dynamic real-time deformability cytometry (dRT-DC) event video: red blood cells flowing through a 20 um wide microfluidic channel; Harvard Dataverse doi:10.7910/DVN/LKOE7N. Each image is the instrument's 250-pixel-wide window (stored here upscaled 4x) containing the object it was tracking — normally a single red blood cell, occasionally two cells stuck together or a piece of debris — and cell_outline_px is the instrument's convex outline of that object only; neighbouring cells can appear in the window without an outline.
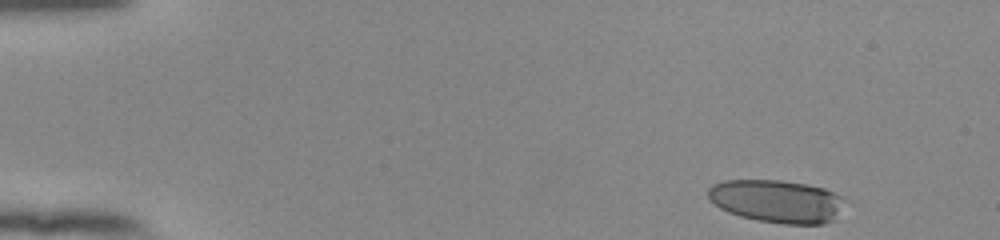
{"species": "human", "species_latin": "Homo sapiens", "temperature_condition": "room temperature", "stored_images_in_passage": 48, "camera_frame_rate_fps": 3000, "um_per_image_px": 0.085, "donor": {"sex": "female"}, "frame": {"image": 1, "passage_image": 1, "time_ms": 0.0, "image_size_px": [1000, 240], "cell_outline_px": [[840, 196], [836, 212], [832, 220], [824, 224], [784, 224], [756, 220], [740, 216], [728, 212], [720, 208], [708, 196], [708, 188], [712, 184], [724, 180], [780, 180], [808, 184], [824, 188]], "centroid_in_image_um": [65.93, 17.09], "position_along_channel_um": 19.1, "area_um2": 33.52}}
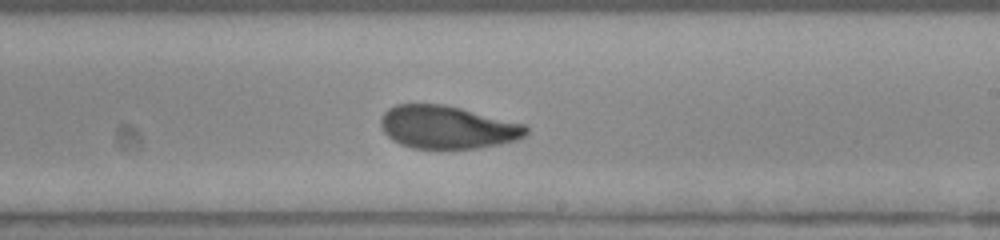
{"frame": {"image": 2, "passage_image": 28, "time_ms": 9.0, "image_size_px": [1000, 240], "cell_outline_px": [[528, 132], [524, 136], [516, 140], [500, 144], [480, 148], [412, 148], [400, 144], [392, 140], [384, 132], [380, 124], [380, 116], [388, 108], [396, 104], [444, 104], [524, 124], [528, 128]], "centroid_in_image_um": [37.99, 10.81], "position_along_channel_um": 251.0, "area_um2": 36.3}}
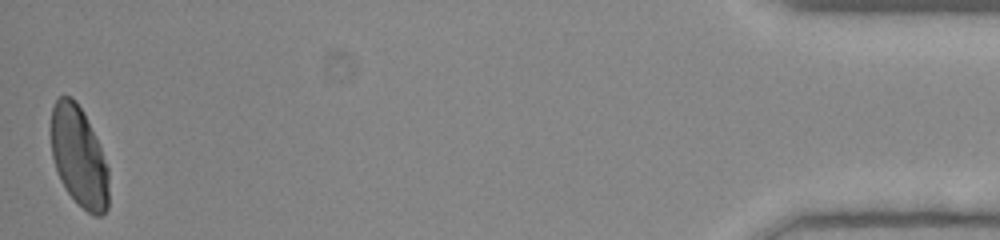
{"frame": {"image": 3, "passage_image": 48, "time_ms": 15.667, "image_size_px": [1000, 240], "cell_outline_px": [[108, 208], [100, 216], [92, 216], [68, 192], [60, 180], [52, 156], [52, 108], [56, 100], [60, 96], [72, 96], [76, 100], [84, 112], [100, 148], [108, 168]], "centroid_in_image_um": [6.71, 13.31], "position_along_channel_um": 428.5, "area_um2": 33.29}, "authors_computed_cell_mechanics": {"area_um2": 36.6741, "velocity_mm_per_s": 3.9317, "shape_relaxation_time_tau1_ms": 7.0134, "shape_relaxation_time_tau2_ms": 1.0678, "deformation_change_tau1": 0.2166, "deformation_change_tau2": 0.068}}